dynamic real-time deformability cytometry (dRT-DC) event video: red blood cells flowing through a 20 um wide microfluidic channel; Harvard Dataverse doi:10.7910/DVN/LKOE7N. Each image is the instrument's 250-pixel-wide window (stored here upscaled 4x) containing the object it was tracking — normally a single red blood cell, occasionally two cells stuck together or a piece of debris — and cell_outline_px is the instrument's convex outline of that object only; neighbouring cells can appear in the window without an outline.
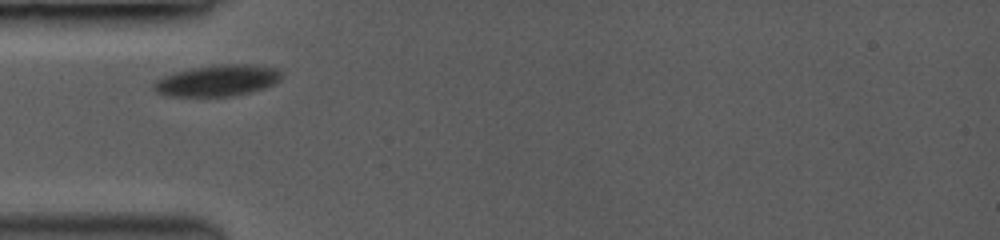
{"species": "common noctule bat (a hibernating species)", "species_latin": "Nyctalus noctula", "temperature_condition": "room temperature", "stored_images_in_passage": 29, "camera_frame_rate_fps": 3500, "um_per_image_px": 0.085, "animal": {"sex": "female", "body_mass_g": 19.0, "forearm_length_mm": 53.3}, "frame": {"image": 1, "passage_image": 1, "time_ms": 0.0, "image_size_px": [1000, 240], "cell_outline_px": [[280, 76], [272, 84], [248, 92], [228, 96], [176, 96], [156, 92], [152, 88], [152, 84], [156, 80], [164, 76], [176, 72], [192, 68], [220, 64], [248, 64], [276, 68], [280, 72]], "centroid_in_image_um": [18.42, 6.83], "position_along_channel_um": 66.6, "area_um2": 22.66}}
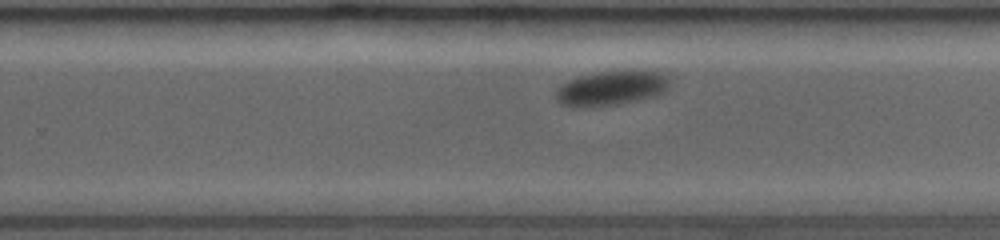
{"frame": {"image": 2, "passage_image": 18, "time_ms": 4.857, "image_size_px": [1000, 240], "cell_outline_px": [[668, 84], [660, 92], [648, 96], [608, 104], [564, 104], [556, 96], [556, 92], [564, 84], [580, 76], [600, 72], [656, 72], [664, 76], [668, 80]], "centroid_in_image_um": [51.94, 7.44], "position_along_channel_um": 277.9, "area_um2": 20.29}}
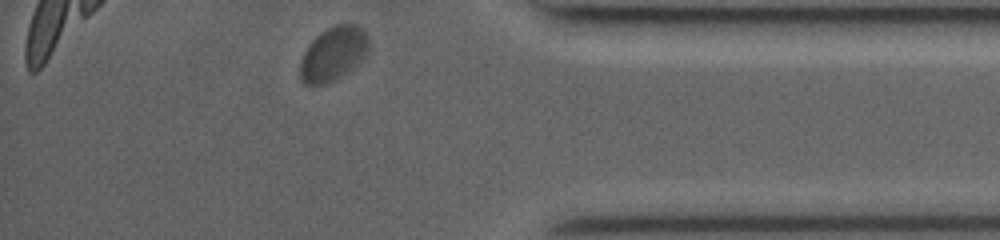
{"frame": {"image": 3, "passage_image": 29, "time_ms": 8.0, "image_size_px": [1000, 240], "cell_outline_px": [[368, 48], [356, 64], [348, 72], [324, 84], [304, 84], [300, 80], [300, 60], [304, 52], [312, 40], [316, 36], [328, 28], [336, 24], [356, 24], [364, 32], [368, 40]], "centroid_in_image_um": [28.28, 4.57], "position_along_channel_um": 406.9, "area_um2": 21.04}}